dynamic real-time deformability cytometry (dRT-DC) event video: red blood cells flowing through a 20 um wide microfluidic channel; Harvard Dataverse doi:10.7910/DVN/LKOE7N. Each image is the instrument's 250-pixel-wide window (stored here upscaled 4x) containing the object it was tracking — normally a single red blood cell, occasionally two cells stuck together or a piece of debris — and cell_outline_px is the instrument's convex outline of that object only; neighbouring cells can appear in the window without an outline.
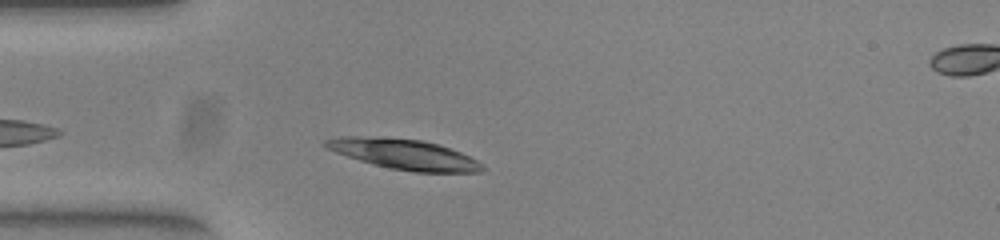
{"species": "common noctule bat (a hibernating species)", "species_latin": "Nyctalus noctula", "temperature_condition": "warm", "stored_images_in_passage": 26, "camera_frame_rate_fps": 3000, "um_per_image_px": 0.085, "animal": {"sex": "female", "body_mass_g": 23.0, "forearm_length_mm": 53.4}, "frame": {"image": 1, "passage_image": 2, "time_ms": 0.333, "image_size_px": [1000, 240], "cell_outline_px": [[484, 168], [480, 172], [416, 172], [388, 168], [360, 160], [336, 152], [328, 148], [324, 144], [324, 140], [340, 136], [356, 136], [420, 140], [436, 144], [460, 152], [484, 164]], "centroid_in_image_um": [34.36, 13.12], "position_along_channel_um": 50.6, "area_um2": 26.99}}
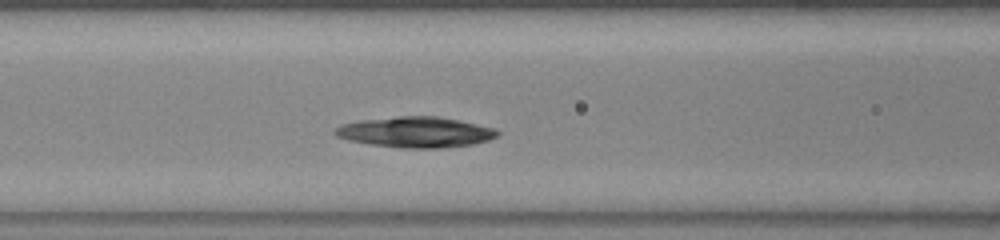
{"frame": {"image": 2, "passage_image": 9, "time_ms": 2.667, "image_size_px": [1000, 240], "cell_outline_px": [[500, 132], [496, 136], [488, 140], [472, 144], [436, 148], [400, 148], [372, 144], [348, 140], [336, 136], [332, 132], [340, 124], [360, 120], [396, 116], [436, 116], [496, 128]], "centroid_in_image_um": [35.28, 11.22], "position_along_channel_um": 131.3, "area_um2": 28.84}}
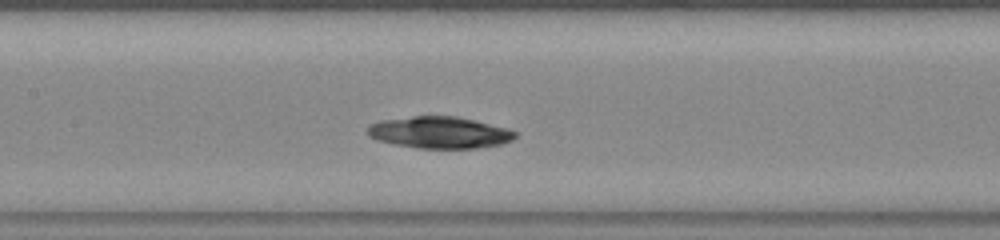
{"frame": {"image": 3, "passage_image": 12, "time_ms": 3.667, "image_size_px": [1000, 240], "cell_outline_px": [[516, 136], [512, 140], [500, 144], [476, 148], [416, 148], [376, 140], [368, 136], [368, 128], [372, 124], [384, 120], [412, 116], [456, 116], [508, 128], [516, 132]], "centroid_in_image_um": [37.37, 11.26], "position_along_channel_um": 170.0, "area_um2": 27.05}, "authors_computed_cell_mechanics": {"area_um2": 24.1315, "velocity_mm_per_s": 3.8942, "shape_relaxation_time_tau1_ms": 3.7858, "shape_relaxation_time_tau2_ms": null, "deformation_change_tau1": 0.2251, "deformation_change_tau2": null}}